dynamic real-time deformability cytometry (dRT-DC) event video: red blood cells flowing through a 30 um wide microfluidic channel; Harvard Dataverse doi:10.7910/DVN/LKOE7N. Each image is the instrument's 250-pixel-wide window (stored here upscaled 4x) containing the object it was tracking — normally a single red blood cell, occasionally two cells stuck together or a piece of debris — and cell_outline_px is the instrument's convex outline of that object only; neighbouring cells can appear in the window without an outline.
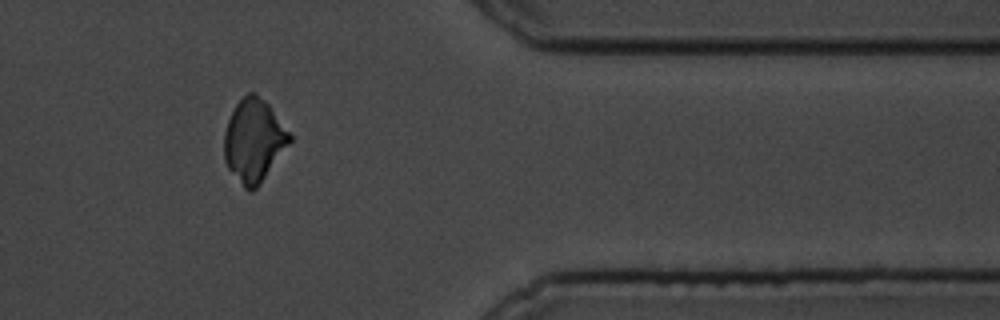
{"species": "common noctule bat (a hibernating species)", "species_latin": "Nyctalus noctula", "temperature_condition": "cold", "stored_images_in_passage": 41, "camera_frame_rate_fps": 3000, "um_per_image_px": 0.085, "animal": {"sex": "male", "body_mass_g": 19.5, "forearm_length_mm": 54.6}, "frame": {"image": 1, "passage_image": 31, "time_ms": 10.0, "image_size_px": [1000, 320], "cell_outline_px": [[292, 140], [260, 184], [252, 192], [248, 192], [244, 188], [228, 168], [224, 160], [224, 132], [228, 120], [236, 104], [248, 92], [256, 92], [268, 104], [292, 136]], "centroid_in_image_um": [21.56, 11.96], "position_along_channel_um": 389.8, "area_um2": 31.44}}
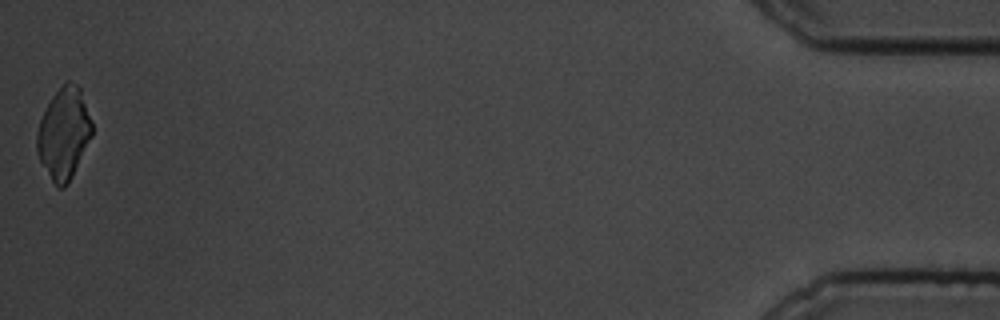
{"frame": {"image": 2, "passage_image": 41, "time_ms": 13.333, "image_size_px": [1000, 320], "cell_outline_px": [[92, 136], [68, 184], [64, 188], [56, 188], [40, 160], [36, 152], [36, 132], [40, 120], [52, 96], [68, 80], [72, 80], [80, 88], [92, 120]], "centroid_in_image_um": [5.42, 11.36], "position_along_channel_um": 429.8, "area_um2": 29.25}}